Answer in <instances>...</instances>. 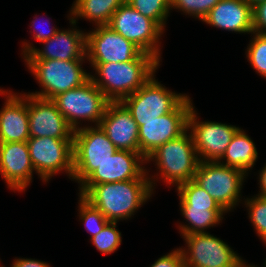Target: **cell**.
Instances as JSON below:
<instances>
[{"mask_svg":"<svg viewBox=\"0 0 266 267\" xmlns=\"http://www.w3.org/2000/svg\"><path fill=\"white\" fill-rule=\"evenodd\" d=\"M152 161L159 170L157 174L154 175L156 178L153 175L150 176L149 170H147L153 191L155 190V181L160 178L163 179L166 185L168 184L169 186L173 185L176 187L192 180L200 161L189 130L187 129L179 137L164 143L153 151L146 158V163Z\"/></svg>","mask_w":266,"mask_h":267,"instance_id":"obj_3","label":"cell"},{"mask_svg":"<svg viewBox=\"0 0 266 267\" xmlns=\"http://www.w3.org/2000/svg\"><path fill=\"white\" fill-rule=\"evenodd\" d=\"M247 262L245 260H241L240 262H238L234 267H257V265H253V264H246Z\"/></svg>","mask_w":266,"mask_h":267,"instance_id":"obj_37","label":"cell"},{"mask_svg":"<svg viewBox=\"0 0 266 267\" xmlns=\"http://www.w3.org/2000/svg\"><path fill=\"white\" fill-rule=\"evenodd\" d=\"M248 5L254 7L256 4L266 1V0H244Z\"/></svg>","mask_w":266,"mask_h":267,"instance_id":"obj_38","label":"cell"},{"mask_svg":"<svg viewBox=\"0 0 266 267\" xmlns=\"http://www.w3.org/2000/svg\"><path fill=\"white\" fill-rule=\"evenodd\" d=\"M180 211L188 222V224L179 223L178 225L182 236L206 232V229L220 224L227 213L224 210H208L207 208H192V206H180Z\"/></svg>","mask_w":266,"mask_h":267,"instance_id":"obj_24","label":"cell"},{"mask_svg":"<svg viewBox=\"0 0 266 267\" xmlns=\"http://www.w3.org/2000/svg\"><path fill=\"white\" fill-rule=\"evenodd\" d=\"M253 32L266 35V1L252 7Z\"/></svg>","mask_w":266,"mask_h":267,"instance_id":"obj_33","label":"cell"},{"mask_svg":"<svg viewBox=\"0 0 266 267\" xmlns=\"http://www.w3.org/2000/svg\"><path fill=\"white\" fill-rule=\"evenodd\" d=\"M52 101L74 130L82 128L83 121L99 125L110 102L91 79L55 96Z\"/></svg>","mask_w":266,"mask_h":267,"instance_id":"obj_5","label":"cell"},{"mask_svg":"<svg viewBox=\"0 0 266 267\" xmlns=\"http://www.w3.org/2000/svg\"><path fill=\"white\" fill-rule=\"evenodd\" d=\"M153 193L147 170L138 179L79 185V195L111 222L134 216Z\"/></svg>","mask_w":266,"mask_h":267,"instance_id":"obj_1","label":"cell"},{"mask_svg":"<svg viewBox=\"0 0 266 267\" xmlns=\"http://www.w3.org/2000/svg\"><path fill=\"white\" fill-rule=\"evenodd\" d=\"M258 151L253 140L246 134L245 130L239 129L233 136L226 152L218 161L222 165L240 169L248 175L250 169L255 165Z\"/></svg>","mask_w":266,"mask_h":267,"instance_id":"obj_22","label":"cell"},{"mask_svg":"<svg viewBox=\"0 0 266 267\" xmlns=\"http://www.w3.org/2000/svg\"><path fill=\"white\" fill-rule=\"evenodd\" d=\"M176 189L180 199V206L207 208L208 210H223L215 199L193 179L180 184Z\"/></svg>","mask_w":266,"mask_h":267,"instance_id":"obj_25","label":"cell"},{"mask_svg":"<svg viewBox=\"0 0 266 267\" xmlns=\"http://www.w3.org/2000/svg\"><path fill=\"white\" fill-rule=\"evenodd\" d=\"M184 267H234L242 260L226 242L208 232L182 236Z\"/></svg>","mask_w":266,"mask_h":267,"instance_id":"obj_12","label":"cell"},{"mask_svg":"<svg viewBox=\"0 0 266 267\" xmlns=\"http://www.w3.org/2000/svg\"><path fill=\"white\" fill-rule=\"evenodd\" d=\"M247 208L248 217L253 224L257 236L266 245V197L256 194L242 201Z\"/></svg>","mask_w":266,"mask_h":267,"instance_id":"obj_27","label":"cell"},{"mask_svg":"<svg viewBox=\"0 0 266 267\" xmlns=\"http://www.w3.org/2000/svg\"><path fill=\"white\" fill-rule=\"evenodd\" d=\"M245 51L248 62L259 76L266 79V35L253 32Z\"/></svg>","mask_w":266,"mask_h":267,"instance_id":"obj_29","label":"cell"},{"mask_svg":"<svg viewBox=\"0 0 266 267\" xmlns=\"http://www.w3.org/2000/svg\"><path fill=\"white\" fill-rule=\"evenodd\" d=\"M107 26L161 62L160 39L165 30L127 2L113 13Z\"/></svg>","mask_w":266,"mask_h":267,"instance_id":"obj_8","label":"cell"},{"mask_svg":"<svg viewBox=\"0 0 266 267\" xmlns=\"http://www.w3.org/2000/svg\"><path fill=\"white\" fill-rule=\"evenodd\" d=\"M259 176H258V181H259V188L260 191L257 195L259 196H263L266 197V163L263 166V168L261 169V171L259 170Z\"/></svg>","mask_w":266,"mask_h":267,"instance_id":"obj_36","label":"cell"},{"mask_svg":"<svg viewBox=\"0 0 266 267\" xmlns=\"http://www.w3.org/2000/svg\"><path fill=\"white\" fill-rule=\"evenodd\" d=\"M79 196L78 212L79 218L86 230L90 233V238L97 235L110 221L81 195Z\"/></svg>","mask_w":266,"mask_h":267,"instance_id":"obj_28","label":"cell"},{"mask_svg":"<svg viewBox=\"0 0 266 267\" xmlns=\"http://www.w3.org/2000/svg\"><path fill=\"white\" fill-rule=\"evenodd\" d=\"M150 267H184V259L180 248L161 256Z\"/></svg>","mask_w":266,"mask_h":267,"instance_id":"obj_32","label":"cell"},{"mask_svg":"<svg viewBox=\"0 0 266 267\" xmlns=\"http://www.w3.org/2000/svg\"><path fill=\"white\" fill-rule=\"evenodd\" d=\"M118 222H109L97 235L90 238L92 245L104 255L117 251L122 243L121 232L116 229Z\"/></svg>","mask_w":266,"mask_h":267,"instance_id":"obj_30","label":"cell"},{"mask_svg":"<svg viewBox=\"0 0 266 267\" xmlns=\"http://www.w3.org/2000/svg\"><path fill=\"white\" fill-rule=\"evenodd\" d=\"M25 65L42 87L28 94L52 100L65 91L82 86L90 79V72L83 69L85 60H24Z\"/></svg>","mask_w":266,"mask_h":267,"instance_id":"obj_4","label":"cell"},{"mask_svg":"<svg viewBox=\"0 0 266 267\" xmlns=\"http://www.w3.org/2000/svg\"><path fill=\"white\" fill-rule=\"evenodd\" d=\"M126 2L145 17L155 21L163 30L170 14V0H126Z\"/></svg>","mask_w":266,"mask_h":267,"instance_id":"obj_26","label":"cell"},{"mask_svg":"<svg viewBox=\"0 0 266 267\" xmlns=\"http://www.w3.org/2000/svg\"><path fill=\"white\" fill-rule=\"evenodd\" d=\"M10 267H50L49 263L32 258H15Z\"/></svg>","mask_w":266,"mask_h":267,"instance_id":"obj_35","label":"cell"},{"mask_svg":"<svg viewBox=\"0 0 266 267\" xmlns=\"http://www.w3.org/2000/svg\"><path fill=\"white\" fill-rule=\"evenodd\" d=\"M220 0H170V8L178 9L186 15L203 20Z\"/></svg>","mask_w":266,"mask_h":267,"instance_id":"obj_31","label":"cell"},{"mask_svg":"<svg viewBox=\"0 0 266 267\" xmlns=\"http://www.w3.org/2000/svg\"><path fill=\"white\" fill-rule=\"evenodd\" d=\"M86 32V59L89 63L128 62L143 51L109 26H96Z\"/></svg>","mask_w":266,"mask_h":267,"instance_id":"obj_15","label":"cell"},{"mask_svg":"<svg viewBox=\"0 0 266 267\" xmlns=\"http://www.w3.org/2000/svg\"><path fill=\"white\" fill-rule=\"evenodd\" d=\"M28 116L30 137L74 138L75 130L52 100L28 94Z\"/></svg>","mask_w":266,"mask_h":267,"instance_id":"obj_16","label":"cell"},{"mask_svg":"<svg viewBox=\"0 0 266 267\" xmlns=\"http://www.w3.org/2000/svg\"><path fill=\"white\" fill-rule=\"evenodd\" d=\"M35 172L27 142L0 143V174L12 191L22 192Z\"/></svg>","mask_w":266,"mask_h":267,"instance_id":"obj_17","label":"cell"},{"mask_svg":"<svg viewBox=\"0 0 266 267\" xmlns=\"http://www.w3.org/2000/svg\"><path fill=\"white\" fill-rule=\"evenodd\" d=\"M90 64L95 70L94 76L90 74V79L110 102H121L136 92L160 66V62L146 52L128 62Z\"/></svg>","mask_w":266,"mask_h":267,"instance_id":"obj_2","label":"cell"},{"mask_svg":"<svg viewBox=\"0 0 266 267\" xmlns=\"http://www.w3.org/2000/svg\"><path fill=\"white\" fill-rule=\"evenodd\" d=\"M246 176L240 169L213 161L200 162L193 180L228 213L242 201L241 190Z\"/></svg>","mask_w":266,"mask_h":267,"instance_id":"obj_6","label":"cell"},{"mask_svg":"<svg viewBox=\"0 0 266 267\" xmlns=\"http://www.w3.org/2000/svg\"><path fill=\"white\" fill-rule=\"evenodd\" d=\"M117 150L99 125H83L74 131L73 181L80 185Z\"/></svg>","mask_w":266,"mask_h":267,"instance_id":"obj_7","label":"cell"},{"mask_svg":"<svg viewBox=\"0 0 266 267\" xmlns=\"http://www.w3.org/2000/svg\"><path fill=\"white\" fill-rule=\"evenodd\" d=\"M194 108L195 106L188 115V130L192 135L199 161H219L240 128L221 122L199 121Z\"/></svg>","mask_w":266,"mask_h":267,"instance_id":"obj_13","label":"cell"},{"mask_svg":"<svg viewBox=\"0 0 266 267\" xmlns=\"http://www.w3.org/2000/svg\"><path fill=\"white\" fill-rule=\"evenodd\" d=\"M263 264H264V266H263V267H266V258H265V262H264Z\"/></svg>","mask_w":266,"mask_h":267,"instance_id":"obj_39","label":"cell"},{"mask_svg":"<svg viewBox=\"0 0 266 267\" xmlns=\"http://www.w3.org/2000/svg\"><path fill=\"white\" fill-rule=\"evenodd\" d=\"M202 22L221 30L239 33H253L252 7L244 0H220Z\"/></svg>","mask_w":266,"mask_h":267,"instance_id":"obj_21","label":"cell"},{"mask_svg":"<svg viewBox=\"0 0 266 267\" xmlns=\"http://www.w3.org/2000/svg\"><path fill=\"white\" fill-rule=\"evenodd\" d=\"M99 126L117 150L140 153L139 126L122 102H109Z\"/></svg>","mask_w":266,"mask_h":267,"instance_id":"obj_18","label":"cell"},{"mask_svg":"<svg viewBox=\"0 0 266 267\" xmlns=\"http://www.w3.org/2000/svg\"><path fill=\"white\" fill-rule=\"evenodd\" d=\"M126 0H75L68 18L77 23L78 19H86L96 26L107 25L113 13Z\"/></svg>","mask_w":266,"mask_h":267,"instance_id":"obj_23","label":"cell"},{"mask_svg":"<svg viewBox=\"0 0 266 267\" xmlns=\"http://www.w3.org/2000/svg\"><path fill=\"white\" fill-rule=\"evenodd\" d=\"M70 29H59L50 39L42 42V49H37L28 41L22 43L24 60H87L86 32L77 29L76 22L69 18ZM75 26V27H74ZM74 27V28H73ZM32 44V45H31Z\"/></svg>","mask_w":266,"mask_h":267,"instance_id":"obj_14","label":"cell"},{"mask_svg":"<svg viewBox=\"0 0 266 267\" xmlns=\"http://www.w3.org/2000/svg\"><path fill=\"white\" fill-rule=\"evenodd\" d=\"M192 107L188 96L174 111L147 122H136L139 126L140 154L146 159L159 146L182 135L188 129V115Z\"/></svg>","mask_w":266,"mask_h":267,"instance_id":"obj_11","label":"cell"},{"mask_svg":"<svg viewBox=\"0 0 266 267\" xmlns=\"http://www.w3.org/2000/svg\"><path fill=\"white\" fill-rule=\"evenodd\" d=\"M27 144L35 173L43 182H48L60 172L67 173L72 180L73 139L30 137Z\"/></svg>","mask_w":266,"mask_h":267,"instance_id":"obj_10","label":"cell"},{"mask_svg":"<svg viewBox=\"0 0 266 267\" xmlns=\"http://www.w3.org/2000/svg\"><path fill=\"white\" fill-rule=\"evenodd\" d=\"M34 19L35 20H33L31 22V28H33L32 29L33 31H29V32H31L33 34V38L36 41H39L40 43L50 39L59 30V28L56 26L54 27V25H53V27L51 26V28L49 30H46L45 28L43 29L41 26H39V24L41 23L40 21H39V24L36 23V21L38 20L36 15H35ZM47 21H48V24H50L49 19ZM36 25H38L39 27H36Z\"/></svg>","mask_w":266,"mask_h":267,"instance_id":"obj_34","label":"cell"},{"mask_svg":"<svg viewBox=\"0 0 266 267\" xmlns=\"http://www.w3.org/2000/svg\"><path fill=\"white\" fill-rule=\"evenodd\" d=\"M0 95L6 98L0 110V143L27 142L30 138L28 94L0 88Z\"/></svg>","mask_w":266,"mask_h":267,"instance_id":"obj_19","label":"cell"},{"mask_svg":"<svg viewBox=\"0 0 266 267\" xmlns=\"http://www.w3.org/2000/svg\"><path fill=\"white\" fill-rule=\"evenodd\" d=\"M154 74L141 88L121 102L136 122H147L174 111L189 95L172 92Z\"/></svg>","mask_w":266,"mask_h":267,"instance_id":"obj_9","label":"cell"},{"mask_svg":"<svg viewBox=\"0 0 266 267\" xmlns=\"http://www.w3.org/2000/svg\"><path fill=\"white\" fill-rule=\"evenodd\" d=\"M144 164H147L146 159L140 153L116 150L81 184H103L138 179L147 170Z\"/></svg>","mask_w":266,"mask_h":267,"instance_id":"obj_20","label":"cell"}]
</instances>
